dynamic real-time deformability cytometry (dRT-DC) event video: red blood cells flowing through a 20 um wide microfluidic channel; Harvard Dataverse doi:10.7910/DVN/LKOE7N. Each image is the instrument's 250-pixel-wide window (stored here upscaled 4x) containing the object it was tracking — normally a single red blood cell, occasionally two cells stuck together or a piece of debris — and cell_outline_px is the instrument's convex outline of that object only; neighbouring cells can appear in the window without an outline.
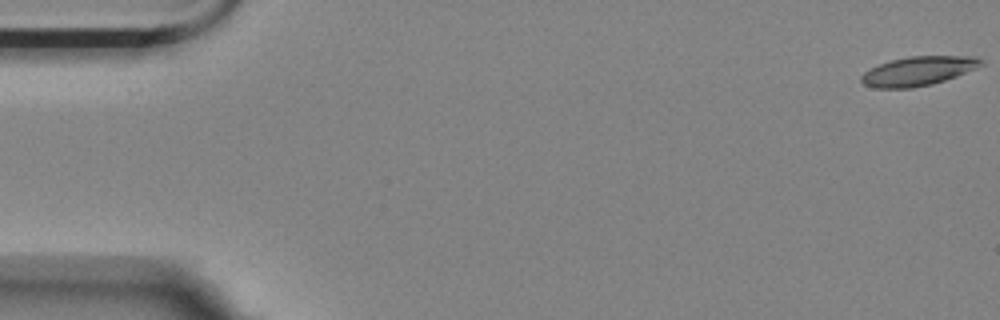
{"species": "Egyptian fruit bat (a non-hibernating species)", "species_latin": "Rousettus aegyptiacus", "temperature_condition": "room temperature", "stored_images_in_passage": 17, "camera_frame_rate_fps": 3000, "um_per_image_px": 0.085, "animal": {"sex": "female"}, "frame": {"image": 1, "passage_image": 1, "time_ms": 0.0, "image_size_px": [1000, 320], "cell_outline_px": [[984, 64], [976, 68], [956, 76], [932, 84], [912, 88], [876, 88], [864, 84], [860, 80], [860, 76], [864, 72], [880, 64], [892, 60], [908, 56], [976, 56], [984, 60]], "centroid_in_image_um": [78.07, 6.03], "position_along_channel_um": 6.9, "area_um2": 20.29}}
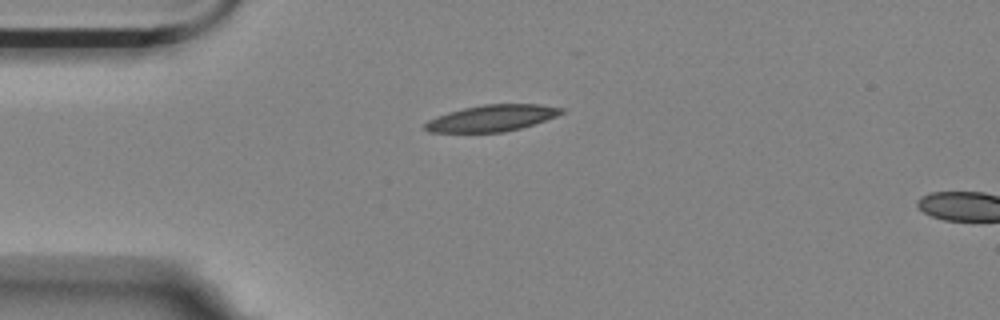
{"frame": {"image": 2, "passage_image": 14, "time_ms": 4.333, "image_size_px": [1000, 320], "cell_outline_px": [[564, 112], [556, 116], [520, 128], [504, 132], [428, 132], [424, 128], [424, 124], [428, 120], [436, 116], [448, 112], [464, 108], [484, 104], [540, 104], [564, 108]], "centroid_in_image_um": [41.79, 10.03], "position_along_channel_um": 43.2, "area_um2": 20.87}}